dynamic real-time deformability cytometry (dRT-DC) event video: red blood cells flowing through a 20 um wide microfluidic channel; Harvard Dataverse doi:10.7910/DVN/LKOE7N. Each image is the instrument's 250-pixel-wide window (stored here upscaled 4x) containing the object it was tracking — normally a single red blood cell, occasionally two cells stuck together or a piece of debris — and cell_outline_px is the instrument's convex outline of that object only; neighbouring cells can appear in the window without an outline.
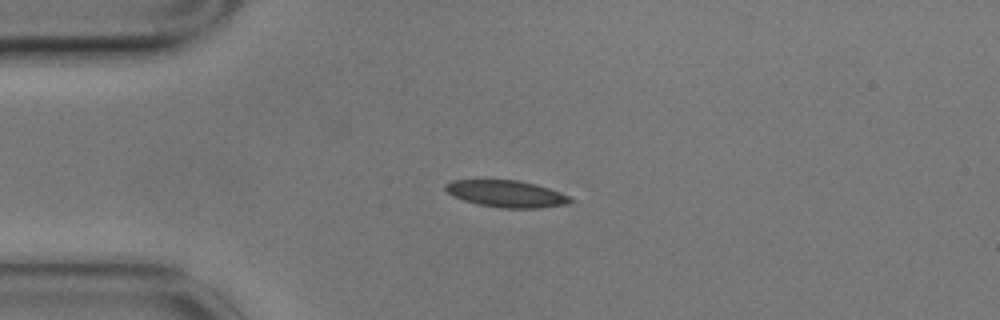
{"species": "common noctule bat (a hibernating species)", "species_latin": "Nyctalus noctula", "temperature_condition": "cold", "stored_images_in_passage": 4, "camera_frame_rate_fps": 3000, "um_per_image_px": 0.085, "animal": {"sex": "male", "body_mass_g": 17.9}, "frame": {"image": 1, "passage_image": 3, "time_ms": 0.667, "image_size_px": [1000, 320], "cell_outline_px": [[572, 200], [568, 204], [540, 208], [500, 208], [476, 204], [452, 196], [444, 188], [444, 184], [452, 180], [516, 180], [536, 184], [560, 192], [568, 196]], "centroid_in_image_um": [43.01, 16.47], "position_along_channel_um": 42.0, "area_um2": 19.54}}